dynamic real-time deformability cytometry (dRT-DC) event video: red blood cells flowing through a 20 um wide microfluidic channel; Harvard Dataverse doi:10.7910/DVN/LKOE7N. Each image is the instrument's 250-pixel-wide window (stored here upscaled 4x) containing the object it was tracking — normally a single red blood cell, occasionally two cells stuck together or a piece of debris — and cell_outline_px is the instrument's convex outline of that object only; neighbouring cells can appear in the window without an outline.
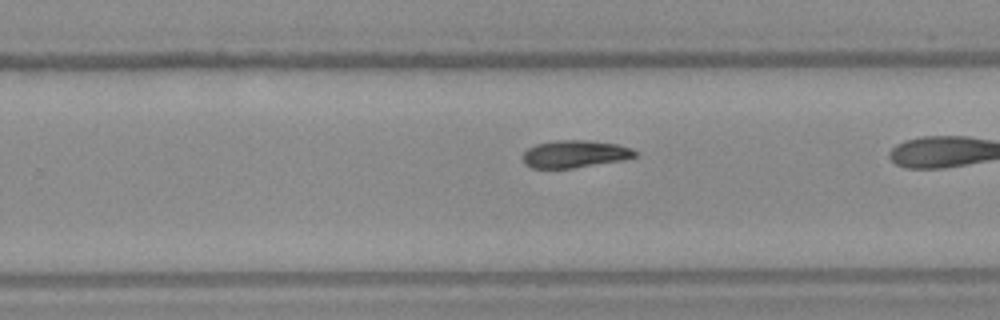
{"species": "Egyptian fruit bat (a non-hibernating species)", "species_latin": "Rousettus aegyptiacus", "temperature_condition": "warm", "stored_images_in_passage": 30, "camera_frame_rate_fps": 3000, "um_per_image_px": 0.085, "frame": {"image": 1, "passage_image": 24, "time_ms": 7.667, "image_size_px": [1000, 320], "cell_outline_px": [[640, 156], [624, 160], [572, 168], [532, 168], [524, 164], [520, 156], [528, 148], [536, 144], [556, 140], [588, 140], [616, 144], [632, 148], [640, 152]], "centroid_in_image_um": [48.89, 13.09], "position_along_channel_um": 280.9, "area_um2": 18.26}}
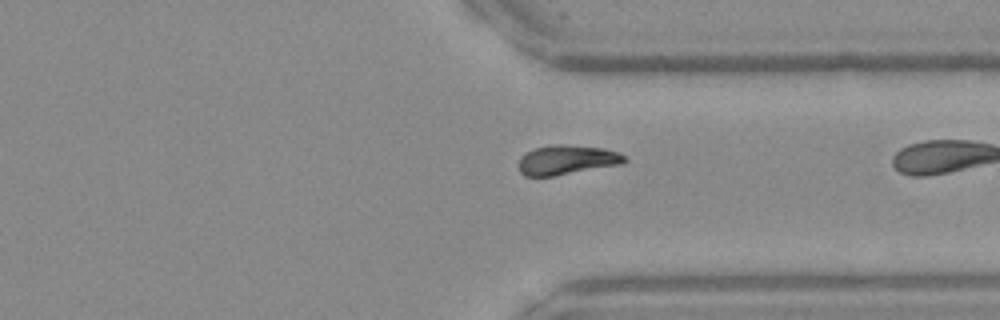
{"frame": {"image": 2, "passage_image": 29, "time_ms": 9.333, "image_size_px": [1000, 320], "cell_outline_px": [[628, 160], [624, 164], [552, 176], [524, 176], [520, 172], [520, 156], [524, 152], [536, 148], [552, 144], [564, 144], [604, 148], [628, 156]], "centroid_in_image_um": [48.22, 13.58], "position_along_channel_um": 363.2, "area_um2": 18.38}}